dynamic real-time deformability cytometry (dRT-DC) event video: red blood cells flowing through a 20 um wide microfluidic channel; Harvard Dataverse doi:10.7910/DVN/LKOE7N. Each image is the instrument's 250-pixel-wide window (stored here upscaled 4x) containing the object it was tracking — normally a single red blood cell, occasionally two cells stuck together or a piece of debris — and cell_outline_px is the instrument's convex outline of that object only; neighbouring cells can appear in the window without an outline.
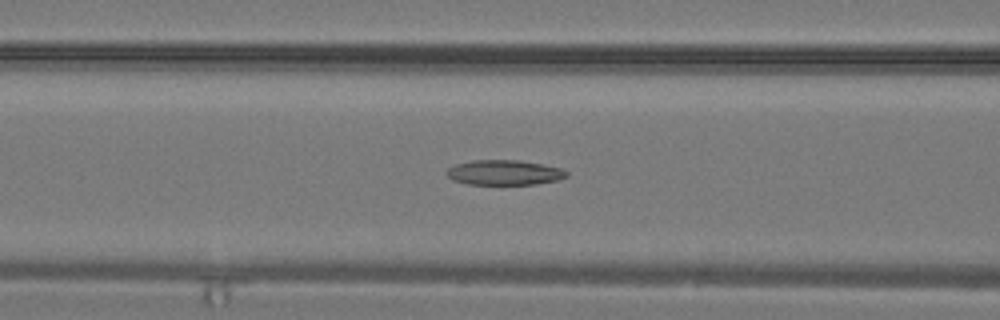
{"species": "common noctule bat (a hibernating species)", "species_latin": "Nyctalus noctula", "temperature_condition": "warm", "stored_images_in_passage": 31, "camera_frame_rate_fps": 3000, "um_per_image_px": 0.085, "animal": {"sex": "male", "body_mass_g": 19.2, "forearm_length_mm": 51.8}, "frame": {"image": 1, "passage_image": 12, "time_ms": 3.667, "image_size_px": [1000, 320], "cell_outline_px": [[568, 176], [556, 180], [536, 184], [468, 184], [452, 180], [444, 172], [448, 168], [456, 164], [472, 160], [520, 160], [544, 164], [560, 168], [568, 172]], "centroid_in_image_um": [42.85, 14.66], "position_along_channel_um": 123.8, "area_um2": 17.51}}
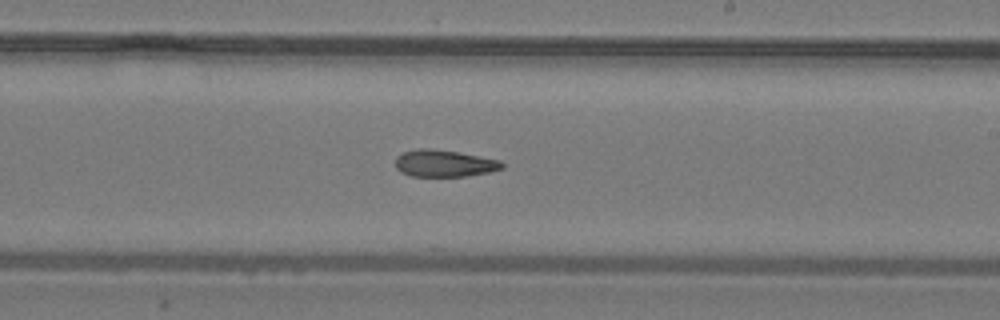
{"frame": {"image": 2, "passage_image": 18, "time_ms": 5.667, "image_size_px": [1000, 320], "cell_outline_px": [[504, 168], [488, 172], [468, 176], [412, 176], [400, 172], [396, 168], [396, 156], [404, 152], [416, 148], [428, 148], [456, 152], [500, 160], [504, 164]], "centroid_in_image_um": [37.74, 13.89], "position_along_channel_um": 251.3, "area_um2": 16.65}}
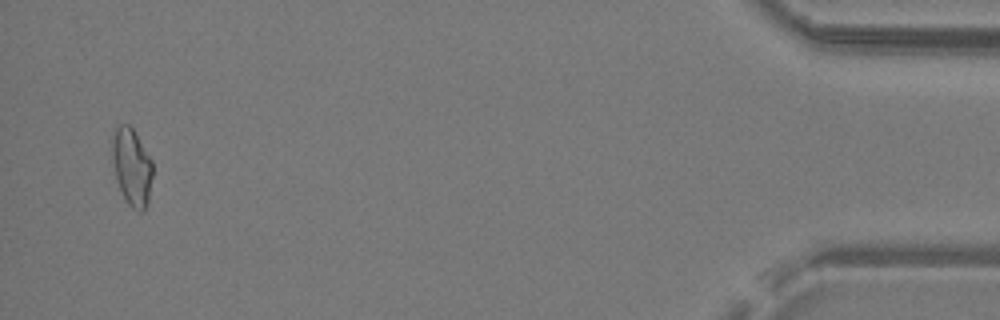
{"frame": {"image": 3, "passage_image": 30, "time_ms": 9.667, "image_size_px": [1000, 320], "cell_outline_px": [[152, 176], [148, 204], [140, 212], [132, 208], [128, 204], [116, 180], [112, 160], [112, 128], [120, 124], [128, 124], [132, 128], [152, 160]], "centroid_in_image_um": [11.18, 14.16], "position_along_channel_um": 424.0, "area_um2": 18.26}}